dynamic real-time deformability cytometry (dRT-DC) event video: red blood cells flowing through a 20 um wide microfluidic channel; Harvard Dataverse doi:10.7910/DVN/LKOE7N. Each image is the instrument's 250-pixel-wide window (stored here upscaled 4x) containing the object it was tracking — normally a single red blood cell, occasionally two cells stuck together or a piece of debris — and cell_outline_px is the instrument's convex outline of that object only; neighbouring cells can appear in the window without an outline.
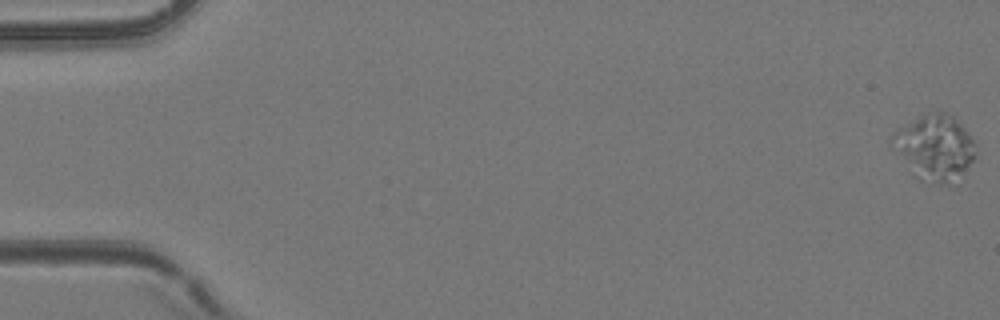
{"species": "common noctule bat (a hibernating species)", "species_latin": "Nyctalus noctula", "temperature_condition": "room temperature", "stored_images_in_passage": 55, "camera_frame_rate_fps": 3000, "um_per_image_px": 0.085, "animal": {"sex": "female", "body_mass_g": 24.6, "forearm_length_mm": 56.2}, "frame": {"image": 1, "passage_image": 1, "time_ms": 0.0, "image_size_px": [1000, 320], "cell_outline_px": [[976, 156], [948, 184], [920, 180], [912, 176], [888, 144], [888, 136], [896, 128], [928, 112], [944, 112], [956, 116], [968, 132], [976, 144]], "centroid_in_image_um": [79.35, 12.48], "position_along_channel_um": 5.6, "area_um2": 32.31}}
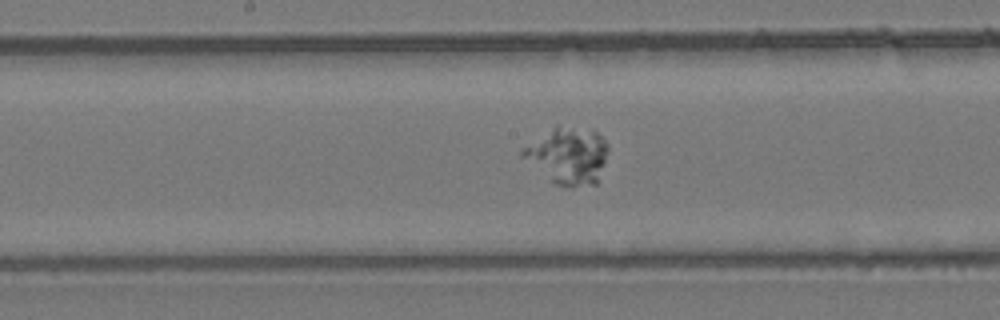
{"frame": {"image": 2, "passage_image": 30, "time_ms": 9.667, "image_size_px": [1000, 320], "cell_outline_px": [[608, 148], [596, 184], [572, 188], [552, 184], [520, 156], [520, 152], [524, 148], [556, 124], [596, 132], [604, 140]], "centroid_in_image_um": [48.22, 13.27], "position_along_channel_um": 200.0, "area_um2": 28.03}}
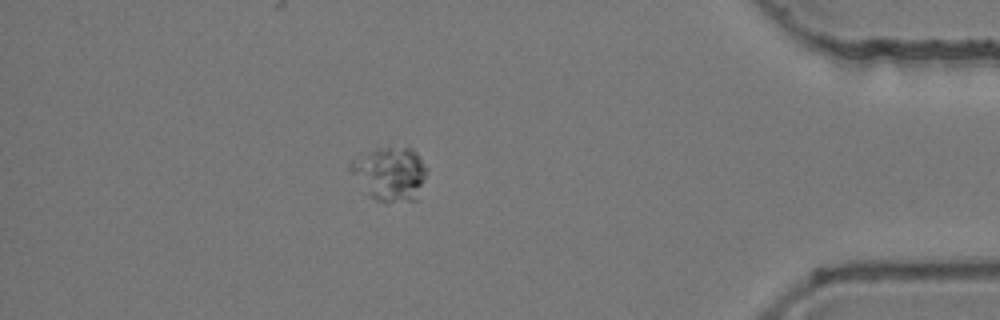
{"frame": {"image": 3, "passage_image": 49, "time_ms": 16.0, "image_size_px": [1000, 320], "cell_outline_px": [[428, 168], [416, 200], [388, 204], [376, 200], [372, 196], [348, 168], [352, 160], [376, 148], [388, 144], [412, 148], [420, 156]], "centroid_in_image_um": [33.2, 14.73], "position_along_channel_um": 402.0, "area_um2": 24.04}}